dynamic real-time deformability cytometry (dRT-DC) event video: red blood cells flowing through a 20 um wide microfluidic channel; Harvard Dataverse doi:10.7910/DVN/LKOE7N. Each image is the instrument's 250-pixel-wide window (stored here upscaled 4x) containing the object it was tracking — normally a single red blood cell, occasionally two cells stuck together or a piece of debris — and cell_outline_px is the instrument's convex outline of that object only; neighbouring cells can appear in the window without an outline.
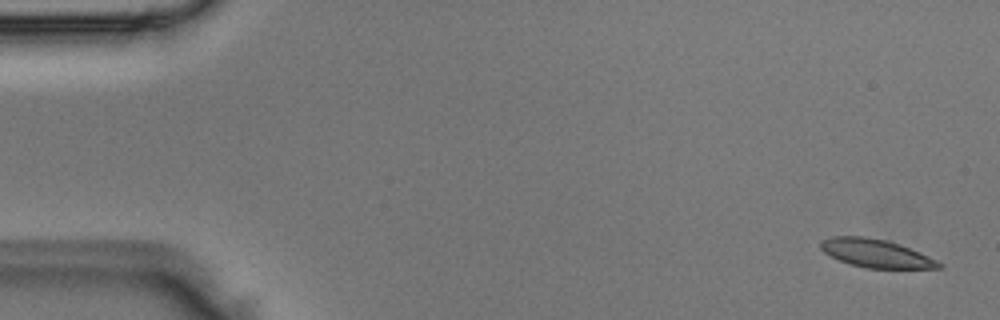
{"species": "Egyptian fruit bat (a non-hibernating species)", "species_latin": "Rousettus aegyptiacus", "temperature_condition": "room temperature", "stored_images_in_passage": 4, "camera_frame_rate_fps": 3000, "um_per_image_px": 0.085, "animal": {"sex": "male"}, "frame": {"image": 1, "passage_image": 1, "time_ms": 0.0, "image_size_px": [1000, 320], "cell_outline_px": [[944, 264], [940, 268], [868, 268], [848, 264], [824, 252], [820, 248], [820, 240], [832, 236], [864, 236], [888, 240], [900, 244], [920, 252]], "centroid_in_image_um": [74.44, 21.52], "position_along_channel_um": 10.6, "area_um2": 19.48}}